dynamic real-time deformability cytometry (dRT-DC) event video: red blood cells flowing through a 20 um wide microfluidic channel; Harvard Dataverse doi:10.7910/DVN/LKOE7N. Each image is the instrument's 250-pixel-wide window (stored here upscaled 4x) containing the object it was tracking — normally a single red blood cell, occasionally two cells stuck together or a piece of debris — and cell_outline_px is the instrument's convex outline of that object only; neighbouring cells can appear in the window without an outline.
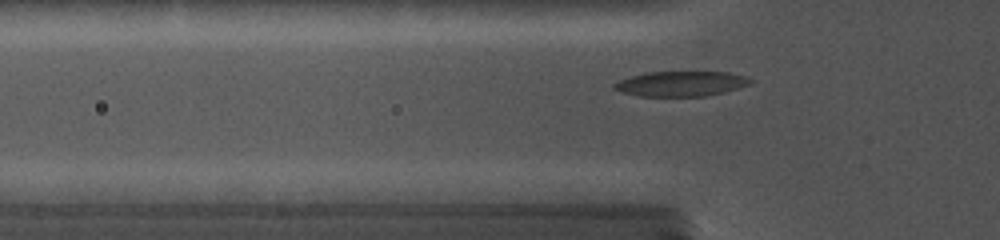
{"species": "common noctule bat (a hibernating species)", "species_latin": "Nyctalus noctula", "temperature_condition": "cold", "stored_images_in_passage": 64, "camera_frame_rate_fps": 5000, "um_per_image_px": 0.085, "animal": {"sex": "female", "body_mass_g": 19.0, "forearm_length_mm": 56.7}, "frame": {"image": 1, "passage_image": 2, "time_ms": 0.2, "image_size_px": [1000, 240], "cell_outline_px": [[752, 80], [748, 84], [736, 88], [704, 96], [640, 96], [624, 92], [612, 88], [612, 84], [620, 80], [632, 76], [648, 72], [728, 72], [748, 76]], "centroid_in_image_um": [57.86, 7.11], "position_along_channel_um": 67.9, "area_um2": 19.54}}
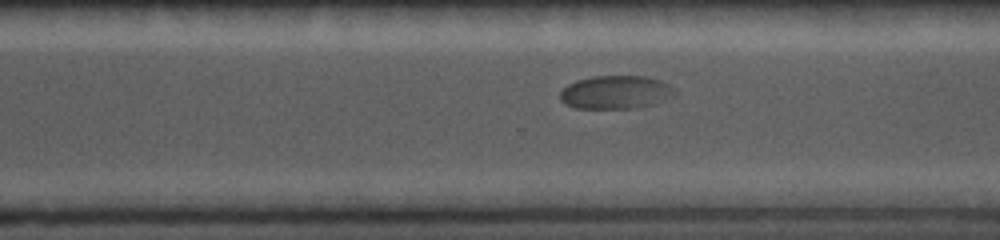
{"frame": {"image": 2, "passage_image": 37, "time_ms": 7.0, "image_size_px": [1000, 240], "cell_outline_px": [[676, 92], [648, 104], [632, 108], [576, 108], [560, 100], [560, 92], [568, 84], [576, 80], [592, 76], [648, 76], [660, 80], [668, 84]], "centroid_in_image_um": [52.24, 7.81], "position_along_channel_um": 318.4, "area_um2": 21.62}}
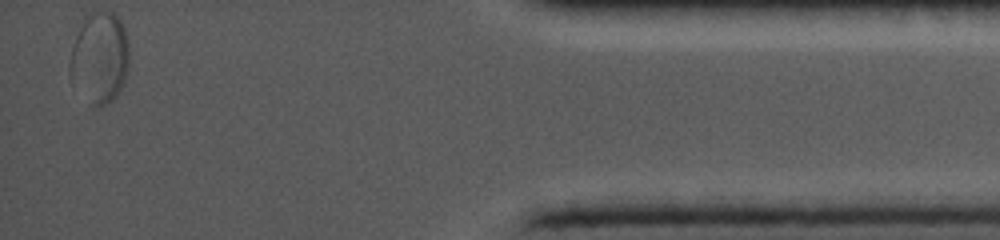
{"frame": {"image": 3, "passage_image": 64, "time_ms": 11.2, "image_size_px": [1000, 240], "cell_outline_px": [[128, 68], [124, 84], [116, 96], [112, 100], [100, 108], [92, 104], [68, 68], [68, 60], [76, 36], [84, 20], [92, 12], [112, 12], [120, 20], [124, 28], [128, 44]], "centroid_in_image_um": [8.51, 4.89], "position_along_channel_um": 426.7, "area_um2": 30.58}}